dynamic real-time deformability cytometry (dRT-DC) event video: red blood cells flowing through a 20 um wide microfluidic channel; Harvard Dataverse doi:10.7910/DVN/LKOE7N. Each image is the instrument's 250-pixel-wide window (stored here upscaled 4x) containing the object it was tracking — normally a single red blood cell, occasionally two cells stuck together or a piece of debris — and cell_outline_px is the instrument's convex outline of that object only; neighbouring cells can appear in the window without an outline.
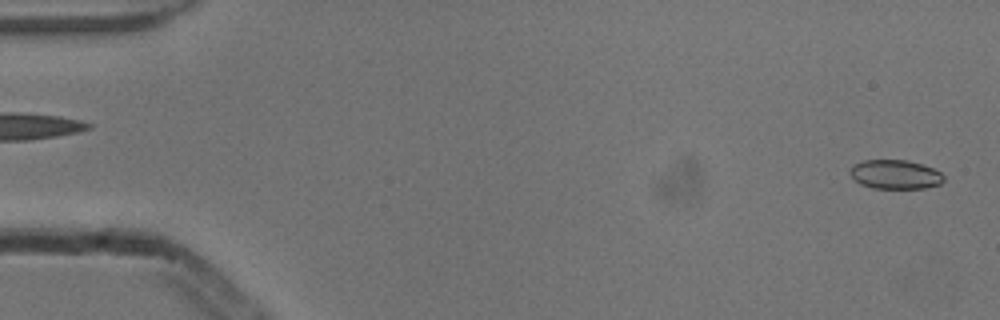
{"species": "common noctule bat (a hibernating species)", "species_latin": "Nyctalus noctula", "temperature_condition": "cold", "stored_images_in_passage": 2, "segment_of_instrument_passage": [2, 2], "camera_frame_rate_fps": 3000, "um_per_image_px": 0.085, "animal": {"sex": "male", "body_mass_g": 13.3}, "frame": {"image": 1, "passage_image": 2, "time_ms": 0.333, "image_size_px": [1000, 320], "cell_outline_px": [[944, 180], [940, 184], [924, 188], [872, 188], [860, 184], [848, 172], [852, 164], [864, 160], [904, 160], [920, 164], [932, 168], [940, 172], [944, 176]], "centroid_in_image_um": [76.06, 14.83], "position_along_channel_um": 8.9, "area_um2": 15.84}}